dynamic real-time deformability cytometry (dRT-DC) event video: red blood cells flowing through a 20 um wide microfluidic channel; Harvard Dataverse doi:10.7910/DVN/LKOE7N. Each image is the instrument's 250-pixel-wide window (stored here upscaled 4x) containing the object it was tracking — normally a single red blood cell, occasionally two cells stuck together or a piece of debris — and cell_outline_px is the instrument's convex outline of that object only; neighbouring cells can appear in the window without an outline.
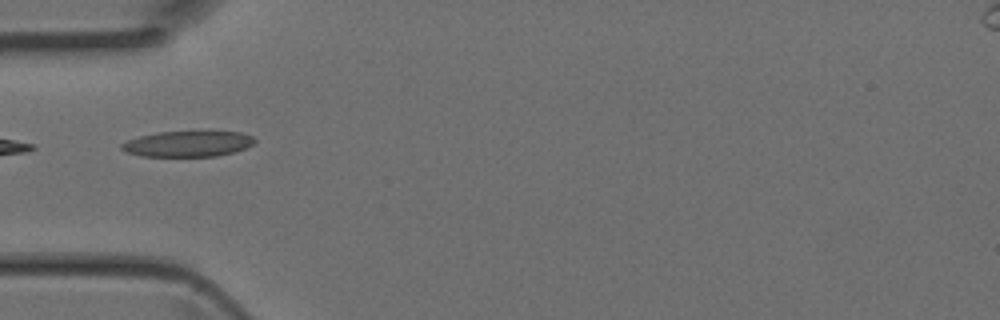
{"species": "Egyptian fruit bat (a non-hibernating species)", "species_latin": "Rousettus aegyptiacus", "temperature_condition": "room temperature", "stored_images_in_passage": 4, "camera_frame_rate_fps": 3000, "um_per_image_px": 0.085, "animal": {"sex": "female"}, "frame": {"image": 1, "passage_image": 4, "time_ms": 1.0, "image_size_px": [1000, 320], "cell_outline_px": [[256, 140], [248, 148], [216, 156], [140, 156], [128, 152], [120, 148], [120, 144], [128, 140], [140, 136], [160, 132], [240, 132], [252, 136]], "centroid_in_image_um": [15.97, 12.23], "position_along_channel_um": 69.0, "area_um2": 19.71}}